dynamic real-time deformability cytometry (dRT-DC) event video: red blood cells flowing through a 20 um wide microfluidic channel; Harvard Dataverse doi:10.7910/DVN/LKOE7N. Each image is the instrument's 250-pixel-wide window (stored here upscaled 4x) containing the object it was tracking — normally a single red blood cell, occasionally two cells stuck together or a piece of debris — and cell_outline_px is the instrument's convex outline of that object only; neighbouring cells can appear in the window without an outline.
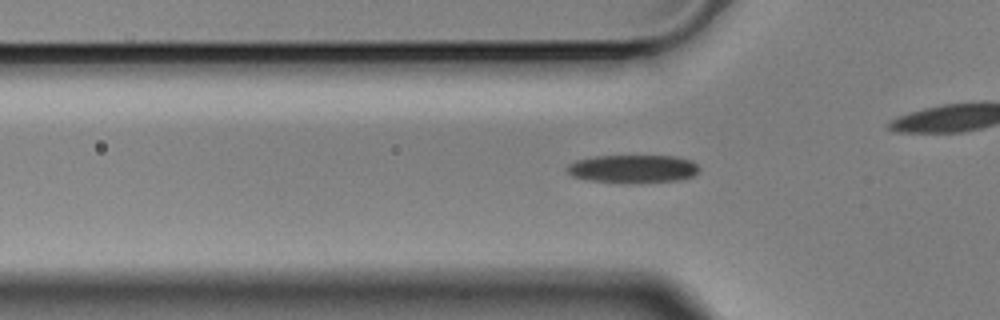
{"species": "Egyptian fruit bat (a non-hibernating species)", "species_latin": "Rousettus aegyptiacus", "temperature_condition": "cold", "stored_images_in_passage": 57, "camera_frame_rate_fps": 3000, "um_per_image_px": 0.085, "animal": {"sex": "male"}, "frame": {"image": 1, "passage_image": 17, "time_ms": 5.333, "image_size_px": [1000, 320], "cell_outline_px": [[700, 168], [692, 176], [676, 180], [632, 184], [592, 180], [572, 176], [564, 168], [568, 164], [576, 160], [596, 156], [676, 156], [692, 160]], "centroid_in_image_um": [53.78, 14.35], "position_along_channel_um": 72.0, "area_um2": 21.73}}
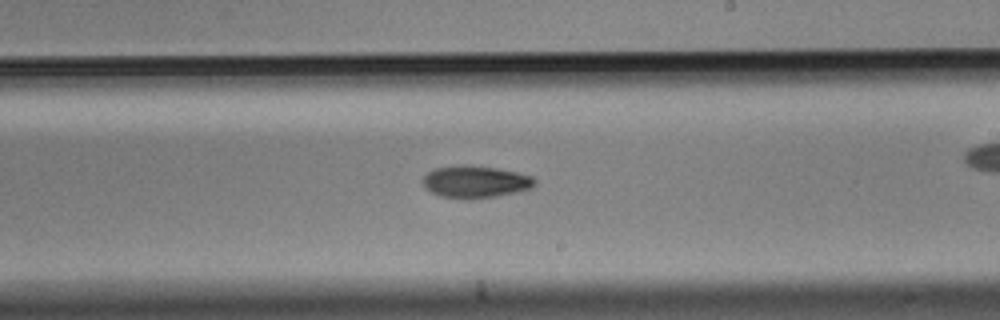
{"frame": {"image": 2, "passage_image": 32, "time_ms": 10.333, "image_size_px": [1000, 320], "cell_outline_px": [[536, 184], [532, 188], [516, 192], [496, 196], [472, 200], [464, 200], [440, 196], [424, 188], [424, 176], [428, 172], [436, 168], [468, 164], [496, 168], [516, 172], [532, 176], [536, 180]], "centroid_in_image_um": [40.42, 15.47], "position_along_channel_um": 248.6, "area_um2": 21.15}}
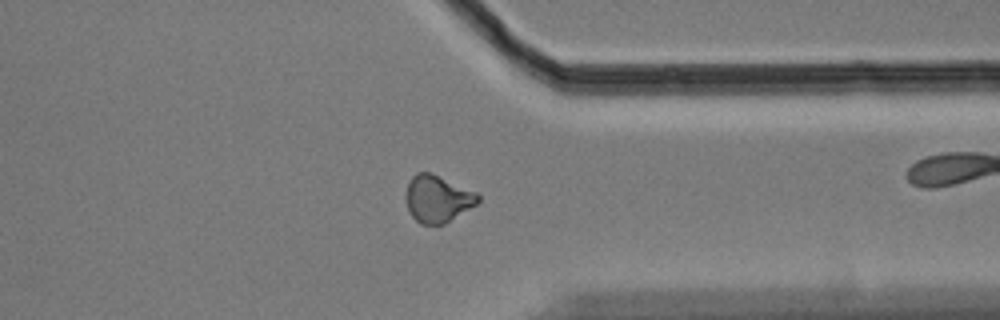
{"frame": {"image": 3, "passage_image": 43, "time_ms": 14.0, "image_size_px": [1000, 320], "cell_outline_px": [[480, 200], [476, 204], [444, 224], [420, 224], [412, 216], [404, 200], [404, 196], [408, 180], [416, 172], [428, 172], [476, 192], [480, 196]], "centroid_in_image_um": [37.14, 16.89], "position_along_channel_um": 374.3, "area_um2": 19.65}, "authors_computed_cell_mechanics": {"area_um2": 20.1722, "velocity_mm_per_s": 3.5149, "shape_relaxation_time_tau1_ms": 3.753, "shape_relaxation_time_tau2_ms": 8.3259, "deformation_change_tau1": 0.1182, "deformation_change_tau2": 0.1493}}